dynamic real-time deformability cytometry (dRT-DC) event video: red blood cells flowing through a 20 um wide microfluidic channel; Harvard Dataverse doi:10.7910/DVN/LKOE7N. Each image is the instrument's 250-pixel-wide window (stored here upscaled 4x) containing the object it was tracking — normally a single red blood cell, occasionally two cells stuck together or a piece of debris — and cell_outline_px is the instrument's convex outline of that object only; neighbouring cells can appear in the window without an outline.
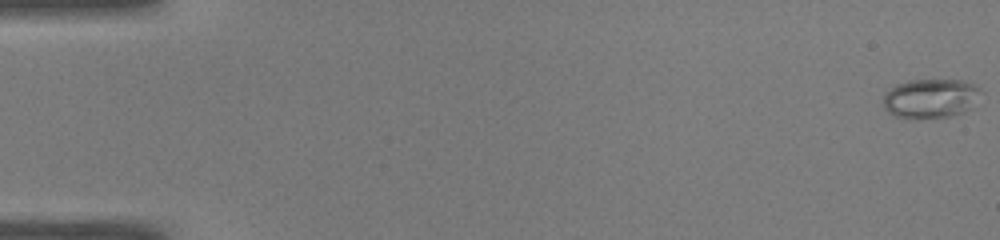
{"species": "common noctule bat (a hibernating species)", "species_latin": "Nyctalus noctula", "temperature_condition": "warm", "stored_images_in_passage": 51, "camera_frame_rate_fps": 3000, "um_per_image_px": 0.085, "animal": {"sex": "male", "body_mass_g": 19.0, "forearm_length_mm": 50.8}, "frame": {"image": 1, "passage_image": 1, "time_ms": 0.0, "image_size_px": [1000, 240], "cell_outline_px": [[984, 92], [964, 112], [948, 116], [916, 120], [908, 120], [896, 116], [888, 112], [884, 108], [884, 92], [896, 84], [908, 80], [960, 80], [976, 84]], "centroid_in_image_um": [79.07, 8.37], "position_along_channel_um": 5.9, "area_um2": 22.77}}
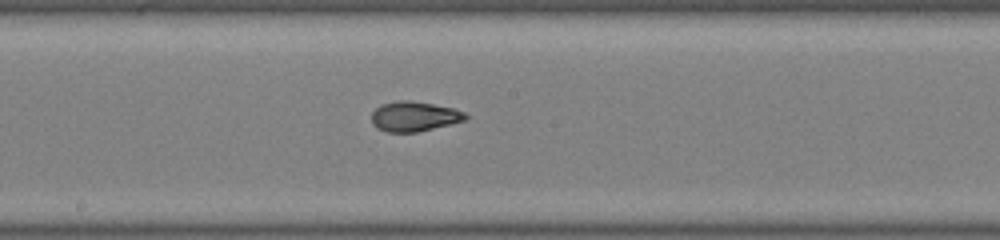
{"frame": {"image": 2, "passage_image": 28, "time_ms": 9.0, "image_size_px": [1000, 240], "cell_outline_px": [[468, 116], [464, 120], [452, 124], [416, 132], [388, 132], [376, 128], [372, 124], [372, 112], [380, 104], [396, 100], [412, 100], [452, 108], [464, 112]], "centroid_in_image_um": [35.17, 9.89], "position_along_channel_um": 213.0, "area_um2": 16.42}}
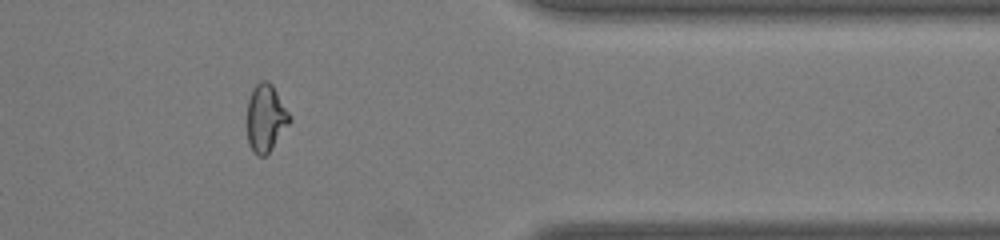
{"frame": {"image": 3, "passage_image": 42, "time_ms": 13.667, "image_size_px": [1000, 240], "cell_outline_px": [[292, 120], [268, 152], [264, 156], [256, 156], [248, 144], [248, 100], [252, 88], [260, 80], [268, 80], [272, 84], [292, 116]], "centroid_in_image_um": [22.6, 10.0], "position_along_channel_um": 388.8, "area_um2": 16.7}, "authors_computed_cell_mechanics": {"area_um2": 17.629, "velocity_mm_per_s": 4.1086, "shape_relaxation_time_tau1_ms": null, "shape_relaxation_time_tau2_ms": 1.1328, "deformation_change_tau1": null, "deformation_change_tau2": 0.0575}}